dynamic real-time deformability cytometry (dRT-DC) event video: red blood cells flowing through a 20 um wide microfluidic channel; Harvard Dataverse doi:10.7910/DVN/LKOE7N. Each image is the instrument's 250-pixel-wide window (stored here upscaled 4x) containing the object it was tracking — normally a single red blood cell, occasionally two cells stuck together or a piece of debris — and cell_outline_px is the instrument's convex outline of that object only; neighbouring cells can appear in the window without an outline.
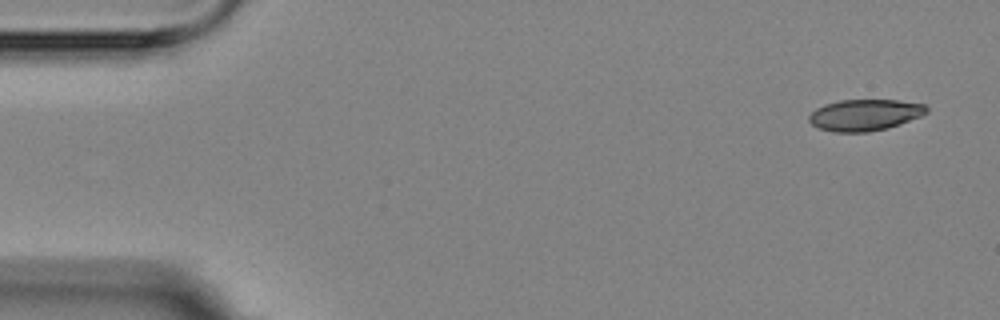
{"species": "Egyptian fruit bat (a non-hibernating species)", "species_latin": "Rousettus aegyptiacus", "temperature_condition": "room temperature", "stored_images_in_passage": 6, "camera_frame_rate_fps": 3000, "um_per_image_px": 0.085, "animal": {"sex": "female"}, "frame": {"image": 1, "passage_image": 1, "time_ms": 0.0, "image_size_px": [1000, 320], "cell_outline_px": [[928, 112], [920, 116], [888, 128], [868, 132], [832, 132], [820, 128], [812, 124], [808, 120], [808, 116], [816, 108], [824, 104], [840, 100], [896, 100], [924, 104], [928, 108]], "centroid_in_image_um": [73.49, 9.77], "position_along_channel_um": 11.5, "area_um2": 21.44}}
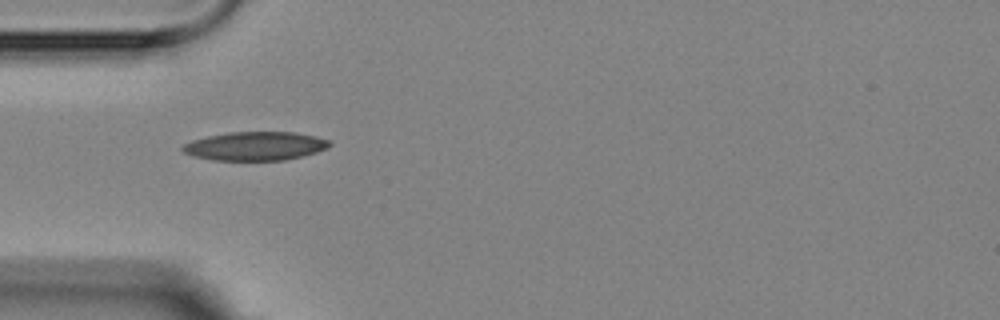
{"frame": {"image": 2, "passage_image": 5, "time_ms": 4.667, "image_size_px": [1000, 320], "cell_outline_px": [[332, 144], [328, 148], [316, 152], [284, 160], [212, 160], [192, 156], [184, 152], [180, 148], [184, 144], [192, 140], [208, 136], [228, 132], [296, 132], [316, 136], [332, 140]], "centroid_in_image_um": [21.71, 12.41], "position_along_channel_um": 63.3, "area_um2": 24.68}}
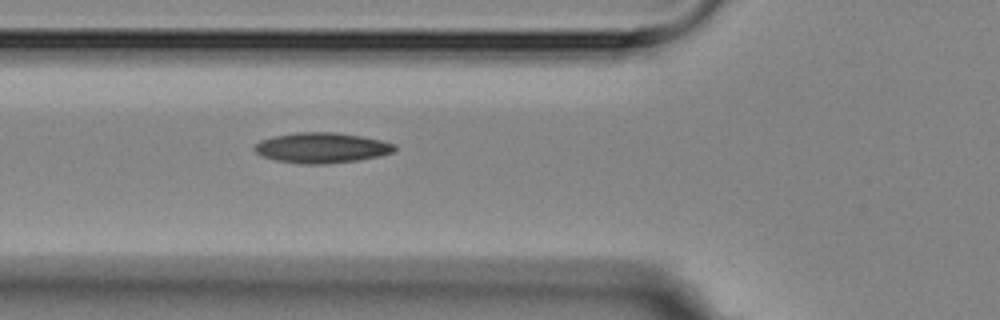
{"frame": {"image": 3, "passage_image": 6, "time_ms": 5.667, "image_size_px": [1000, 320], "cell_outline_px": [[396, 152], [380, 156], [360, 160], [324, 164], [300, 164], [276, 160], [260, 156], [252, 148], [260, 140], [272, 136], [292, 132], [336, 132], [360, 136], [380, 140], [396, 144]], "centroid_in_image_um": [27.33, 12.56], "position_along_channel_um": 98.5, "area_um2": 25.14}}